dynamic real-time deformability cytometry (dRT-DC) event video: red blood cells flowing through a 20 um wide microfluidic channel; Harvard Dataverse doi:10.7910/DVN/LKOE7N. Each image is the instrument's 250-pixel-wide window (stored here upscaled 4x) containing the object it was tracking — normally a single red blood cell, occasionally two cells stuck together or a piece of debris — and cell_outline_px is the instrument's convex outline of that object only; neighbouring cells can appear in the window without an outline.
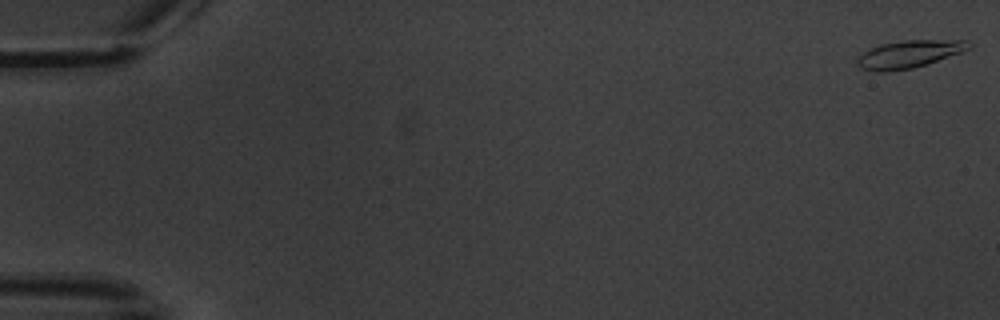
{"species": "common noctule bat (a hibernating species)", "species_latin": "Nyctalus noctula", "temperature_condition": "warm", "stored_images_in_passage": 9, "camera_frame_rate_fps": 3000, "um_per_image_px": 0.085, "animal": {"sex": "male", "body_mass_g": 20.1, "forearm_length_mm": 53.5}, "frame": {"image": 1, "passage_image": 1, "time_ms": 0.0, "image_size_px": [1000, 320], "cell_outline_px": [[972, 48], [912, 68], [888, 72], [876, 72], [860, 68], [856, 64], [856, 56], [880, 44], [904, 40], [968, 40], [972, 44]], "centroid_in_image_um": [77.22, 4.6], "position_along_channel_um": 7.8, "area_um2": 17.86}}
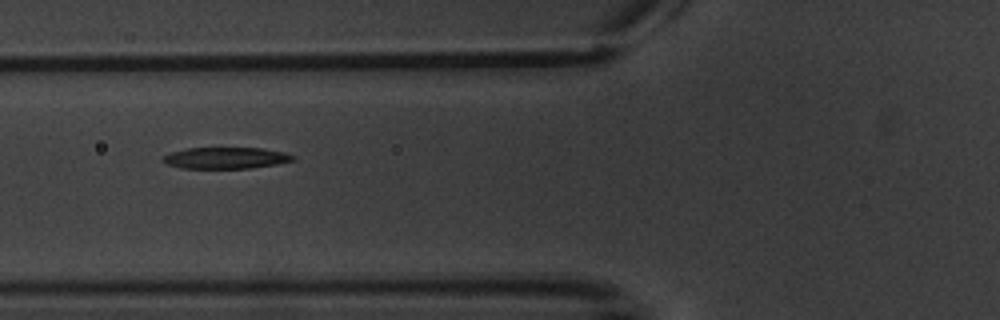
{"frame": {"image": 2, "passage_image": 7, "time_ms": 7.667, "image_size_px": [1000, 320], "cell_outline_px": [[296, 160], [276, 164], [248, 168], [180, 168], [168, 164], [160, 160], [164, 156], [172, 152], [188, 148], [264, 148], [284, 152], [296, 156]], "centroid_in_image_um": [19.22, 13.42], "position_along_channel_um": 106.6, "area_um2": 16.18}}
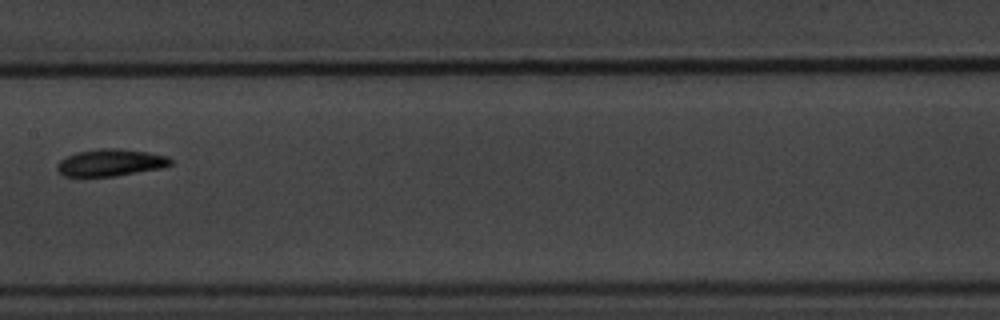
{"frame": {"image": 3, "passage_image": 9, "time_ms": 10.333, "image_size_px": [1000, 320], "cell_outline_px": [[172, 164], [164, 168], [116, 176], [64, 176], [56, 168], [56, 164], [60, 160], [76, 152], [100, 148], [116, 148], [144, 152], [168, 156], [172, 160]], "centroid_in_image_um": [9.41, 13.83], "position_along_channel_um": 198.0, "area_um2": 17.86}}